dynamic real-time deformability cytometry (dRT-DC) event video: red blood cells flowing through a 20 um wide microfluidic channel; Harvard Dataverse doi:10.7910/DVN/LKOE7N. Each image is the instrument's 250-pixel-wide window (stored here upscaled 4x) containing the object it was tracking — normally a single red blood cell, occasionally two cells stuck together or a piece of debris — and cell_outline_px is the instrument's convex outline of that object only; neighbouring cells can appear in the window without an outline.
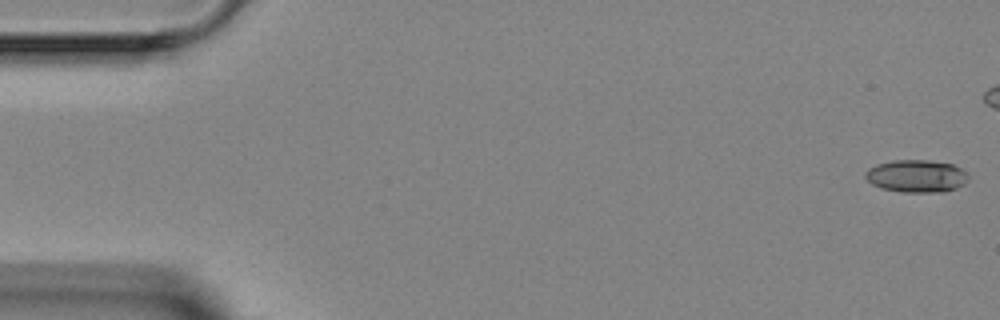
{"species": "Egyptian fruit bat (a non-hibernating species)", "species_latin": "Rousettus aegyptiacus", "temperature_condition": "room temperature", "stored_images_in_passage": 5, "camera_frame_rate_fps": 3000, "um_per_image_px": 0.085, "animal": {"sex": "female"}, "frame": {"image": 1, "passage_image": 1, "time_ms": 0.0, "image_size_px": [1000, 320], "cell_outline_px": [[968, 180], [964, 184], [956, 188], [944, 192], [900, 192], [880, 188], [872, 184], [864, 176], [864, 172], [868, 168], [876, 164], [892, 160], [928, 160], [952, 164], [960, 168], [968, 176]], "centroid_in_image_um": [77.86, 14.97], "position_along_channel_um": 7.1, "area_um2": 19.65}}
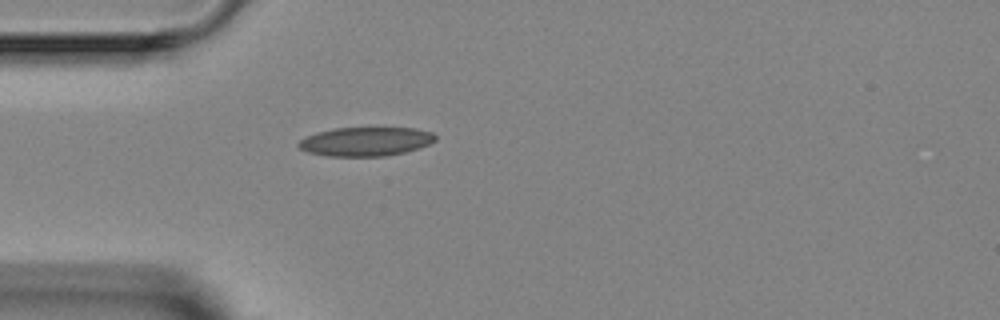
{"frame": {"image": 2, "passage_image": 5, "time_ms": 6.0, "image_size_px": [1000, 320], "cell_outline_px": [[436, 140], [420, 148], [404, 152], [384, 156], [328, 156], [308, 152], [300, 148], [296, 144], [300, 140], [316, 132], [336, 128], [416, 128], [432, 132], [436, 136]], "centroid_in_image_um": [31.1, 12.03], "position_along_channel_um": 53.9, "area_um2": 23.0}}